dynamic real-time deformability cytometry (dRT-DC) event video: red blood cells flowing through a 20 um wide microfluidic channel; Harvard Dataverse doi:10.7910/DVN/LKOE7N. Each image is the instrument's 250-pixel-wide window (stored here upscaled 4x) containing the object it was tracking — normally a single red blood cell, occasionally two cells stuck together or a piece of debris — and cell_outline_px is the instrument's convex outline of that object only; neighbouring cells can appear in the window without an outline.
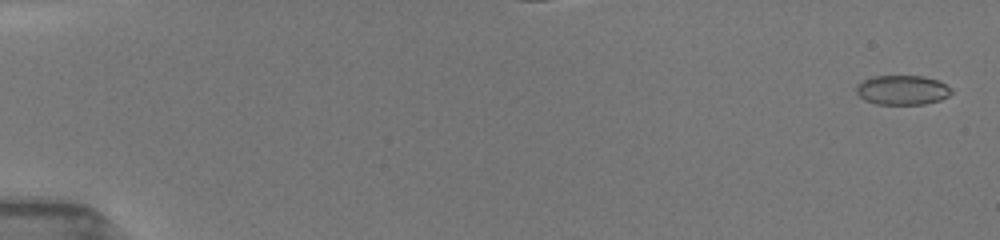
{"species": "common noctule bat (a hibernating species)", "species_latin": "Nyctalus noctula", "temperature_condition": "room temperature", "stored_images_in_passage": 33, "camera_frame_rate_fps": 3000, "um_per_image_px": 0.085, "animal": {"sex": "female", "body_mass_g": 19.5, "forearm_length_mm": 54.1}, "frame": {"image": 1, "passage_image": 3, "time_ms": 0.333, "image_size_px": [1000, 240], "cell_outline_px": [[952, 92], [948, 96], [940, 100], [924, 104], [876, 104], [864, 100], [856, 92], [856, 84], [872, 76], [924, 76], [936, 80], [952, 88]], "centroid_in_image_um": [76.68, 7.65], "position_along_channel_um": 8.3, "area_um2": 16.36}}
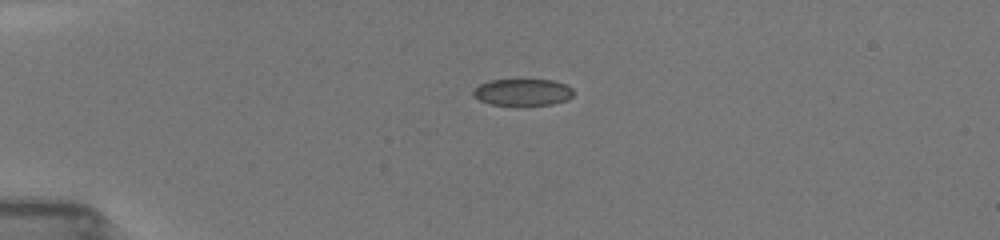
{"frame": {"image": 2, "passage_image": 28, "time_ms": 4.333, "image_size_px": [1000, 240], "cell_outline_px": [[572, 96], [568, 100], [552, 104], [492, 104], [480, 100], [472, 96], [472, 92], [480, 84], [488, 80], [516, 76], [520, 76], [552, 80], [564, 84], [572, 88]], "centroid_in_image_um": [44.4, 7.76], "position_along_channel_um": 40.6, "area_um2": 16.3}}